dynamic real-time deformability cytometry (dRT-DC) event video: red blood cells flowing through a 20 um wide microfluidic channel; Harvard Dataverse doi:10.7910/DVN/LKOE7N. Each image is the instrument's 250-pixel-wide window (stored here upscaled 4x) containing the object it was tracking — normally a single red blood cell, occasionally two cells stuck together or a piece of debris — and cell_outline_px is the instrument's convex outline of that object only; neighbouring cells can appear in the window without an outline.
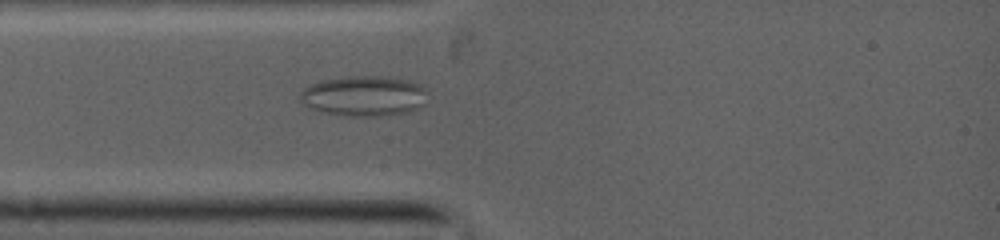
{"species": "common noctule bat (a hibernating species)", "species_latin": "Nyctalus noctula", "temperature_condition": "warm", "stored_images_in_passage": 52, "camera_frame_rate_fps": 5000, "um_per_image_px": 0.085, "animal": {"sex": "female", "body_mass_g": 19.0, "forearm_length_mm": 53.3}, "frame": {"image": 1, "passage_image": 12, "time_ms": 2.6, "image_size_px": [1000, 240], "cell_outline_px": [[420, 88], [416, 108], [404, 112], [376, 116], [344, 116], [312, 108], [304, 104], [300, 100], [300, 92], [304, 88], [312, 84], [324, 80], [360, 76], [376, 76], [408, 80], [420, 84]], "centroid_in_image_um": [30.78, 8.15], "position_along_channel_um": 54.2, "area_um2": 28.32}}
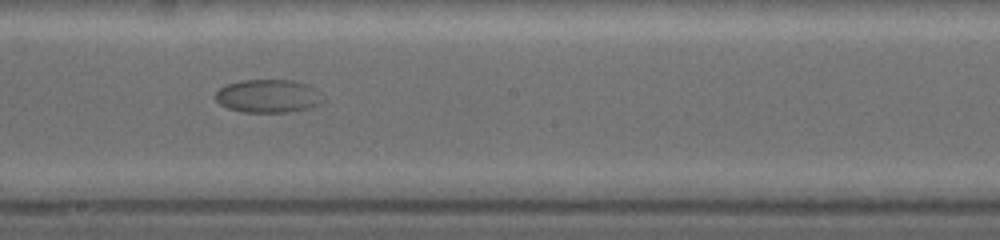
{"frame": {"image": 2, "passage_image": 28, "time_ms": 6.8, "image_size_px": [1000, 240], "cell_outline_px": [[324, 100], [316, 104], [304, 108], [284, 112], [244, 112], [228, 108], [220, 104], [216, 100], [216, 92], [220, 88], [228, 84], [244, 80], [292, 80], [304, 84]], "centroid_in_image_um": [22.68, 8.16], "position_along_channel_um": 225.5, "area_um2": 19.94}}
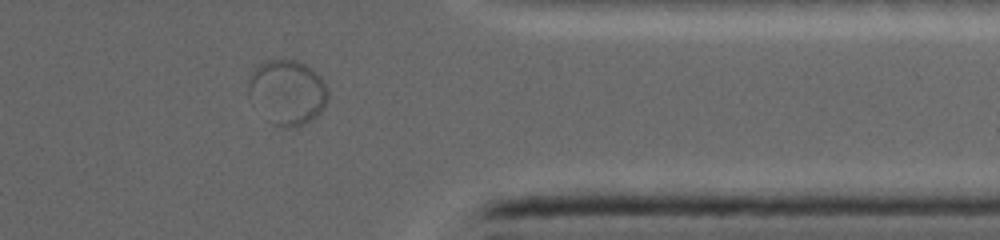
{"frame": {"image": 3, "passage_image": 46, "time_ms": 11.0, "image_size_px": [1000, 240], "cell_outline_px": [[328, 96], [320, 112], [316, 116], [300, 124], [276, 124], [252, 84], [252, 76], [256, 68], [260, 64], [268, 60], [296, 60], [304, 64], [316, 72], [320, 76], [324, 84]], "centroid_in_image_um": [24.62, 7.71], "position_along_channel_um": 386.8, "area_um2": 26.47}}